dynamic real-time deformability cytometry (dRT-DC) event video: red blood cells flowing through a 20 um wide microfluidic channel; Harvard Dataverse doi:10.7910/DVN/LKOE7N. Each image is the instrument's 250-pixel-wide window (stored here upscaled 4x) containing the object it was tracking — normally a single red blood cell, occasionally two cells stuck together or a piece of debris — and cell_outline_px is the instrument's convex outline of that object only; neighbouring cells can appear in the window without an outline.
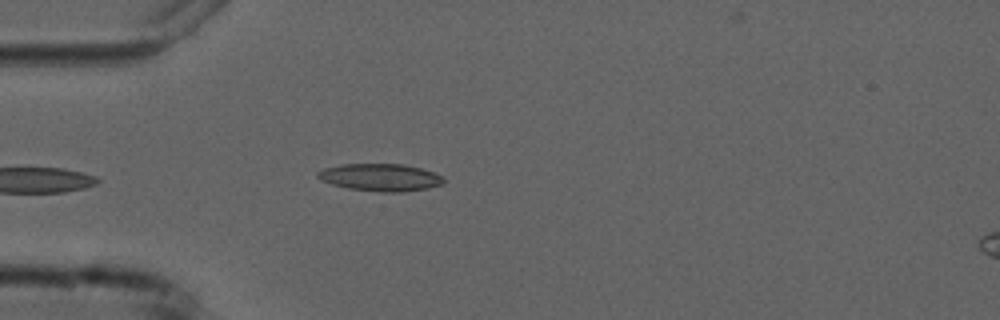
{"species": "common noctule bat (a hibernating species)", "species_latin": "Nyctalus noctula", "temperature_condition": "cold", "stored_images_in_passage": 4, "camera_frame_rate_fps": 3000, "um_per_image_px": 0.085, "animal": {"sex": "male", "forearm_length_mm": 52.5}, "frame": {"image": 1, "passage_image": 4, "time_ms": 4.667, "image_size_px": [1000, 320], "cell_outline_px": [[444, 184], [428, 188], [400, 192], [380, 192], [348, 188], [332, 184], [316, 176], [316, 172], [324, 168], [340, 164], [404, 164], [420, 168], [432, 172], [440, 176], [444, 180]], "centroid_in_image_um": [32.32, 15.07], "position_along_channel_um": 52.7, "area_um2": 19.94}}